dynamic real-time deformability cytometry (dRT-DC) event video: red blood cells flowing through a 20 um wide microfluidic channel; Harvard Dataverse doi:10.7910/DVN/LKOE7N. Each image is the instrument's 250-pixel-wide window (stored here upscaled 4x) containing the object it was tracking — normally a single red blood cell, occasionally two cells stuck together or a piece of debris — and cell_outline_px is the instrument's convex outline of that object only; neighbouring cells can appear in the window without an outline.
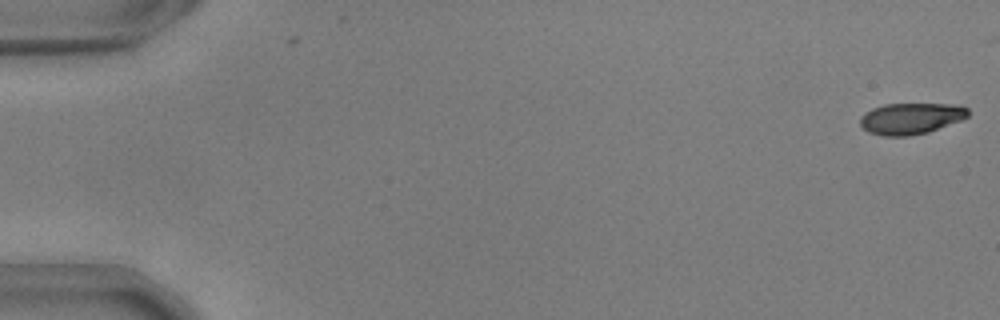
{"species": "common noctule bat (a hibernating species)", "species_latin": "Nyctalus noctula", "temperature_condition": "warm", "stored_images_in_passage": 2, "camera_frame_rate_fps": 3000, "um_per_image_px": 0.085, "animal": {"sex": "male", "body_mass_g": 17.9, "forearm_length_mm": 54.2}, "frame": {"image": 1, "passage_image": 2, "time_ms": 0.333, "image_size_px": [1000, 320], "cell_outline_px": [[968, 116], [960, 120], [928, 132], [908, 136], [884, 136], [868, 132], [860, 124], [860, 116], [864, 112], [872, 108], [884, 104], [948, 104], [968, 108]], "centroid_in_image_um": [77.37, 10.07], "position_along_channel_um": 7.6, "area_um2": 19.54}}